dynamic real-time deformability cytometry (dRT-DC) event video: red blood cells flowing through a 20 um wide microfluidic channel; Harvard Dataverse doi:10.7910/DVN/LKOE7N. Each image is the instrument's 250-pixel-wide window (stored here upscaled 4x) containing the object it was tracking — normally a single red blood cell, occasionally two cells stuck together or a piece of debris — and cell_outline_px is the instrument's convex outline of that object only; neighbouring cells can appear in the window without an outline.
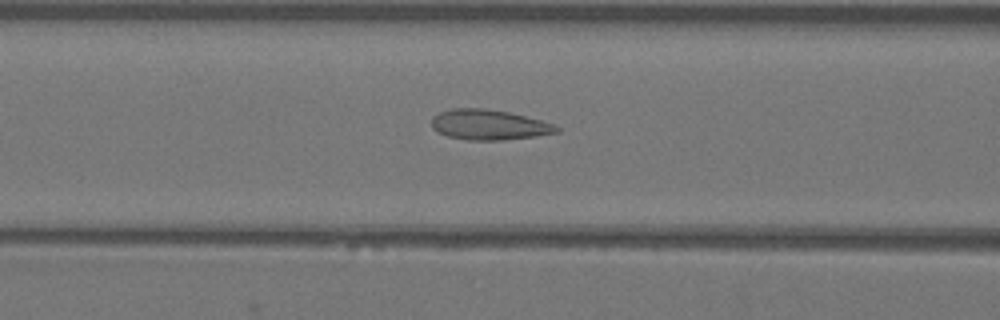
{"species": "Egyptian fruit bat (a non-hibernating species)", "species_latin": "Rousettus aegyptiacus", "temperature_condition": "warm", "stored_images_in_passage": 46, "camera_frame_rate_fps": 3000, "um_per_image_px": 0.085, "animal": {"sex": "female"}, "frame": {"image": 1, "passage_image": 14, "time_ms": 4.333, "image_size_px": [1000, 320], "cell_outline_px": [[560, 132], [536, 136], [504, 140], [468, 140], [448, 136], [432, 128], [432, 116], [440, 112], [452, 108], [484, 108], [508, 112], [540, 120], [552, 124], [560, 128]], "centroid_in_image_um": [41.56, 10.6], "position_along_channel_um": 125.0, "area_um2": 21.91}}
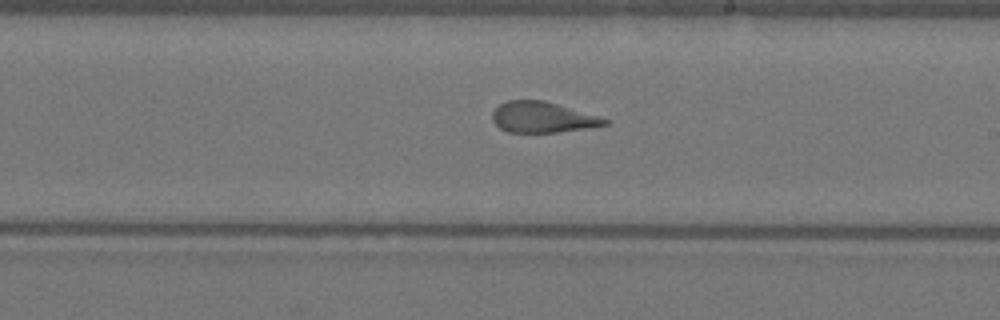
{"frame": {"image": 2, "passage_image": 23, "time_ms": 7.333, "image_size_px": [1000, 320], "cell_outline_px": [[608, 124], [584, 128], [556, 132], [508, 132], [500, 128], [492, 120], [492, 112], [500, 104], [508, 100], [544, 100], [600, 116], [608, 120]], "centroid_in_image_um": [46.09, 9.96], "position_along_channel_um": 242.9, "area_um2": 19.94}}
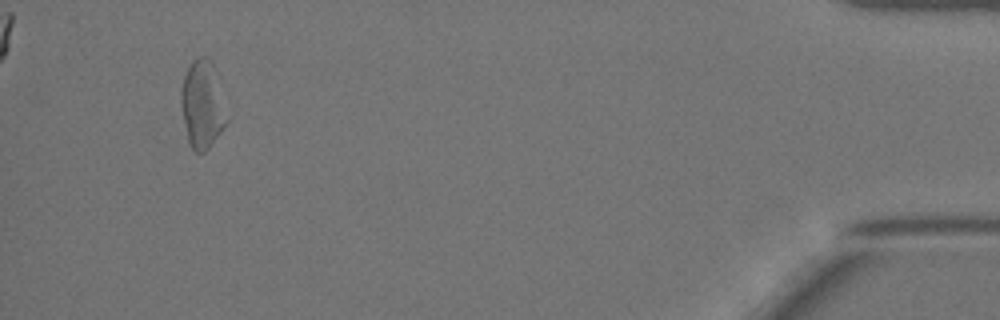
{"frame": {"image": 3, "passage_image": 42, "time_ms": 13.667, "image_size_px": [1000, 320], "cell_outline_px": [[228, 120], [220, 132], [208, 148], [204, 152], [196, 152], [192, 148], [188, 140], [180, 104], [180, 92], [184, 76], [192, 60], [196, 56], [208, 56], [212, 60], [216, 68]], "centroid_in_image_um": [17.2, 8.81], "position_along_channel_um": 418.0, "area_um2": 23.52}, "authors_computed_cell_mechanics": {"area_um2": 21.6172, "velocity_mm_per_s": 3.936, "shape_relaxation_time_tau1_ms": null, "shape_relaxation_time_tau2_ms": 1.6841, "deformation_change_tau1": null, "deformation_change_tau2": 0.1166}}